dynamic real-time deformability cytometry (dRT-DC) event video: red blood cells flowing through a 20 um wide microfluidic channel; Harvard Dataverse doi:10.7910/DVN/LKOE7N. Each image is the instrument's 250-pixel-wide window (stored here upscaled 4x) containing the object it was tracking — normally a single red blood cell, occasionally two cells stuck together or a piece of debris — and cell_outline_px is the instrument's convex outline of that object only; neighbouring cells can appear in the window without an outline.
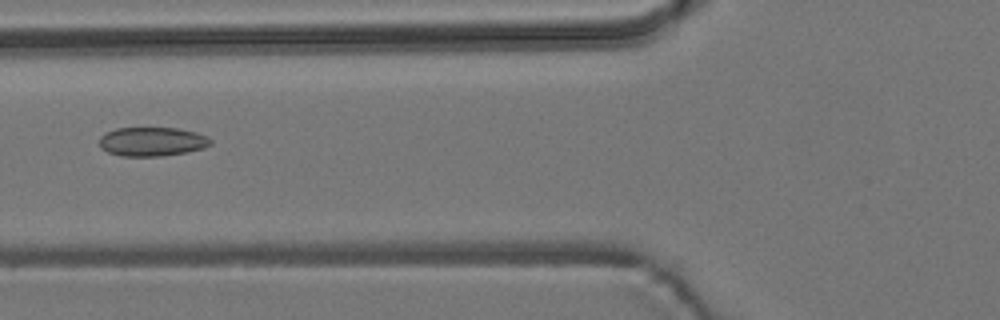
{"species": "common noctule bat (a hibernating species)", "species_latin": "Nyctalus noctula", "temperature_condition": "room temperature", "stored_images_in_passage": 6, "camera_frame_rate_fps": 3000, "um_per_image_px": 0.085, "animal": {"sex": "male", "body_mass_g": 19.2, "forearm_length_mm": 51.8}, "frame": {"image": 1, "passage_image": 5, "time_ms": 4.667, "image_size_px": [1000, 320], "cell_outline_px": [[212, 144], [204, 148], [184, 152], [160, 156], [120, 156], [108, 152], [100, 148], [100, 136], [104, 132], [116, 128], [176, 128], [196, 132], [208, 136], [212, 140]], "centroid_in_image_um": [12.91, 12.03], "position_along_channel_um": 112.9, "area_um2": 18.9}}
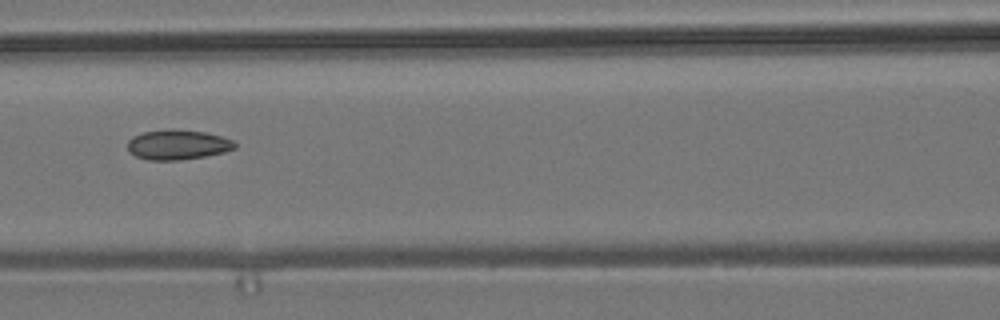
{"frame": {"image": 2, "passage_image": 6, "time_ms": 5.667, "image_size_px": [1000, 320], "cell_outline_px": [[236, 148], [224, 152], [204, 156], [180, 160], [148, 160], [136, 156], [128, 152], [128, 140], [132, 136], [144, 132], [168, 128], [176, 128], [204, 132], [220, 136], [232, 140], [236, 144]], "centroid_in_image_um": [15.07, 12.29], "position_along_channel_um": 151.5, "area_um2": 18.84}}